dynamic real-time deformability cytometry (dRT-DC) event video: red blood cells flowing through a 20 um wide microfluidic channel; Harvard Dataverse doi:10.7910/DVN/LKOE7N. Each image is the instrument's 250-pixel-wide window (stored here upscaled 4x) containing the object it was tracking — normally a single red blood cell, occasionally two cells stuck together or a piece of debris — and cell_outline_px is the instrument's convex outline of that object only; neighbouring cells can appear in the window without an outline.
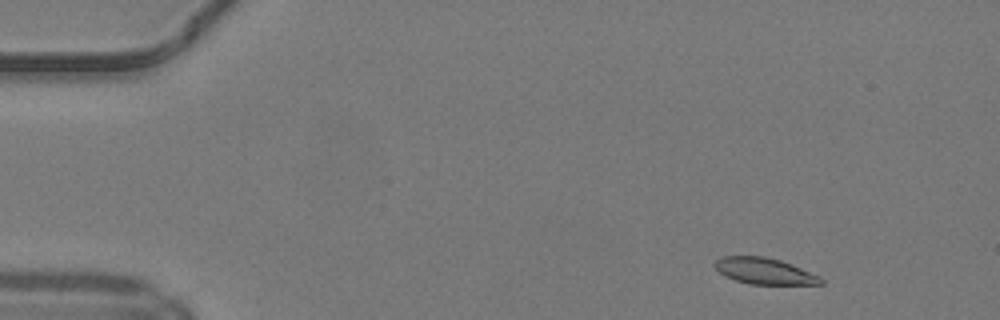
{"species": "common noctule bat (a hibernating species)", "species_latin": "Nyctalus noctula", "temperature_condition": "warm", "stored_images_in_passage": 46, "camera_frame_rate_fps": 3000, "um_per_image_px": 0.085, "animal": {"sex": "male", "body_mass_g": 19.2, "forearm_length_mm": 51.8}, "frame": {"image": 1, "passage_image": 3, "time_ms": 0.667, "image_size_px": [1000, 320], "cell_outline_px": [[824, 284], [748, 284], [724, 276], [712, 264], [716, 260], [724, 256], [764, 256], [780, 260], [792, 264], [820, 276], [824, 280]], "centroid_in_image_um": [64.98, 23.04], "position_along_channel_um": 20.0, "area_um2": 16.24}}
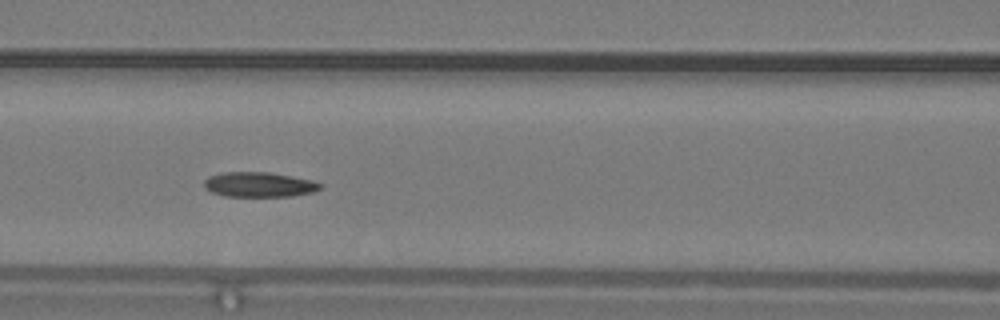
{"frame": {"image": 2, "passage_image": 19, "time_ms": 6.0, "image_size_px": [1000, 320], "cell_outline_px": [[324, 188], [312, 192], [292, 196], [224, 196], [212, 192], [204, 188], [204, 180], [208, 176], [220, 172], [268, 172], [292, 176], [312, 180], [324, 184]], "centroid_in_image_um": [22.03, 15.68], "position_along_channel_um": 144.6, "area_um2": 17.05}}
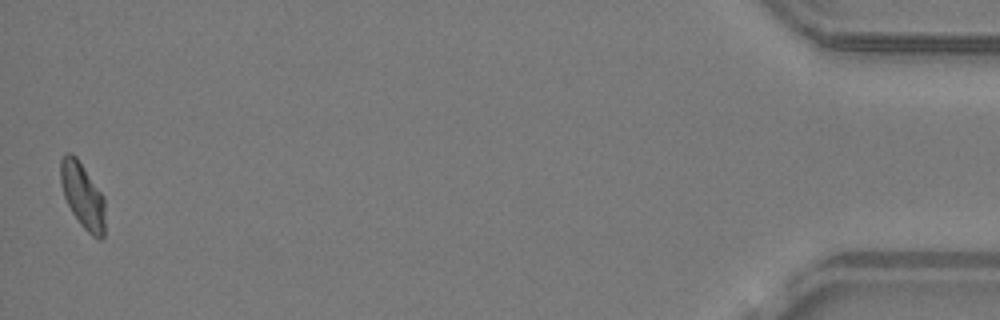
{"frame": {"image": 3, "passage_image": 46, "time_ms": 15.0, "image_size_px": [1000, 320], "cell_outline_px": [[104, 236], [100, 240], [92, 236], [80, 224], [72, 212], [64, 196], [60, 184], [60, 160], [64, 152], [72, 152], [76, 156], [104, 196]], "centroid_in_image_um": [7.0, 16.59], "position_along_channel_um": 428.2, "area_um2": 17.11}, "authors_computed_cell_mechanics": {"area_um2": 17.0799, "velocity_mm_per_s": 4.204, "shape_relaxation_time_tau1_ms": null, "shape_relaxation_time_tau2_ms": 6.2342, "deformation_change_tau1": null, "deformation_change_tau2": 0.1305}}